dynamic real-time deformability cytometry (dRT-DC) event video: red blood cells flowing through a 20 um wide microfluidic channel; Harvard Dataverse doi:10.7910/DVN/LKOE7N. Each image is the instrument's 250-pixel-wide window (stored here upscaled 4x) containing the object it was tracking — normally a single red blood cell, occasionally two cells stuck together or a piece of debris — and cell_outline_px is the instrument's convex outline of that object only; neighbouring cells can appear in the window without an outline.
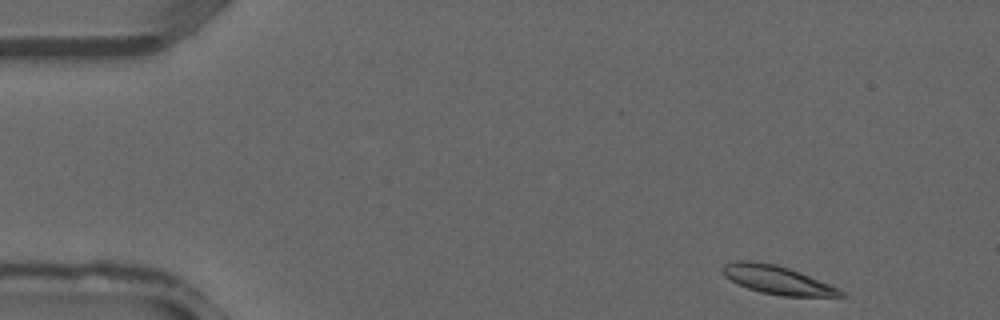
{"species": "common noctule bat (a hibernating species)", "species_latin": "Nyctalus noctula", "temperature_condition": "warm", "stored_images_in_passage": 35, "camera_frame_rate_fps": 3000, "um_per_image_px": 0.085, "animal": {"sex": "male", "forearm_length_mm": 52.5}, "frame": {"image": 1, "passage_image": 1, "time_ms": 0.0, "image_size_px": [1000, 320], "cell_outline_px": [[844, 296], [780, 296], [760, 292], [736, 284], [724, 276], [720, 268], [724, 264], [736, 260], [752, 260], [776, 264], [788, 268], [828, 284], [844, 292]], "centroid_in_image_um": [65.95, 23.78], "position_along_channel_um": 19.0, "area_um2": 19.42}}
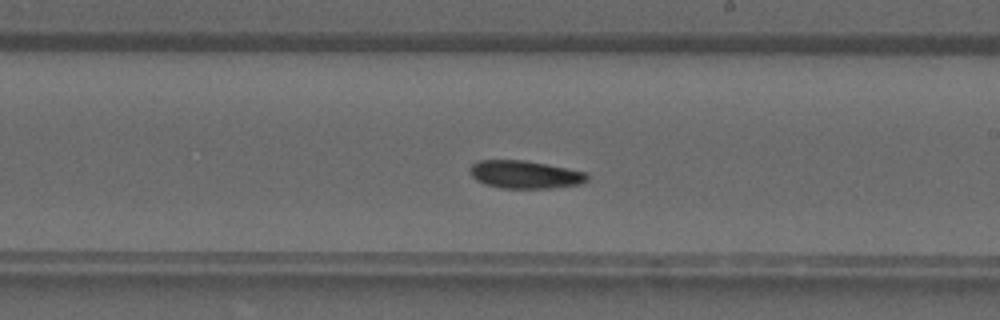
{"frame": {"image": 2, "passage_image": 19, "time_ms": 6.0, "image_size_px": [1000, 320], "cell_outline_px": [[588, 180], [584, 184], [548, 188], [500, 188], [484, 184], [476, 180], [468, 172], [468, 168], [472, 164], [480, 160], [524, 160], [588, 172]], "centroid_in_image_um": [44.62, 14.84], "position_along_channel_um": 244.4, "area_um2": 19.25}}
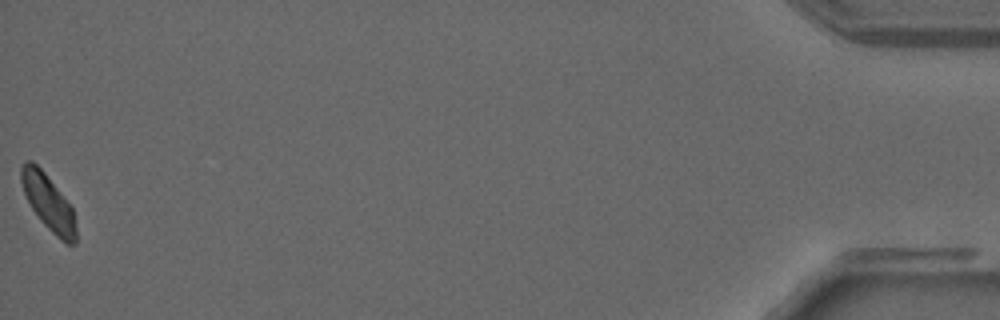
{"frame": {"image": 3, "passage_image": 35, "time_ms": 11.333, "image_size_px": [1000, 320], "cell_outline_px": [[76, 244], [68, 244], [60, 240], [40, 220], [32, 208], [24, 192], [20, 180], [20, 168], [24, 160], [32, 160], [44, 172], [72, 208], [76, 228]], "centroid_in_image_um": [4.09, 17.2], "position_along_channel_um": 431.1, "area_um2": 17.51}}